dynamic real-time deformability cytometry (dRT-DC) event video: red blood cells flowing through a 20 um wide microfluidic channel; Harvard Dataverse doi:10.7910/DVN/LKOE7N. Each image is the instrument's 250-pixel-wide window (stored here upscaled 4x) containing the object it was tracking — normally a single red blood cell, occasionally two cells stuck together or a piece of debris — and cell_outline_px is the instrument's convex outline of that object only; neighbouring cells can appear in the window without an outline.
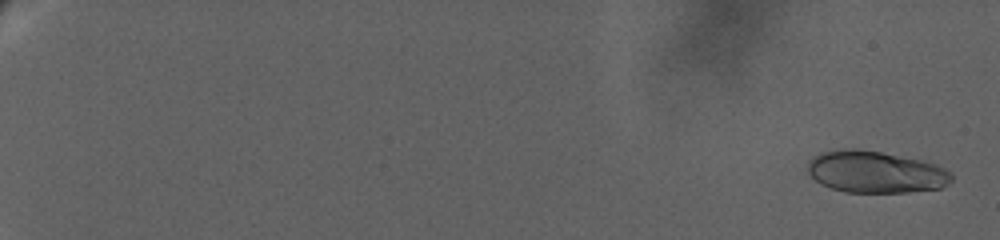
{"species": "human", "species_latin": "Homo sapiens", "temperature_condition": "warm", "stored_images_in_passage": 81, "camera_frame_rate_fps": 3000, "um_per_image_px": 0.085, "donor": {"sex": "female"}, "frame": {"image": 1, "passage_image": 3, "time_ms": 0.667, "image_size_px": [1000, 240], "cell_outline_px": [[952, 180], [948, 184], [940, 188], [908, 192], [844, 192], [820, 184], [808, 172], [808, 164], [816, 156], [824, 152], [844, 148], [856, 148], [880, 152], [920, 160], [936, 164], [952, 172]], "centroid_in_image_um": [74.45, 14.62], "position_along_channel_um": 10.6, "area_um2": 34.85}}
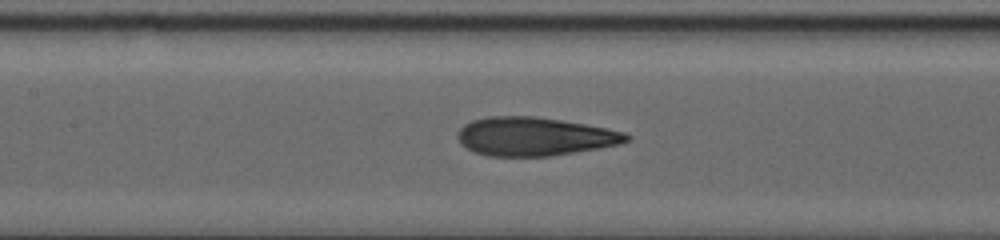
{"frame": {"image": 2, "passage_image": 46, "time_ms": 14.333, "image_size_px": [1000, 240], "cell_outline_px": [[632, 136], [628, 140], [620, 144], [600, 148], [548, 156], [488, 156], [472, 152], [460, 144], [456, 136], [460, 128], [464, 124], [472, 120], [488, 116], [532, 116], [560, 120], [584, 124], [624, 132]], "centroid_in_image_um": [45.38, 11.6], "position_along_channel_um": 162.0, "area_um2": 37.92}}
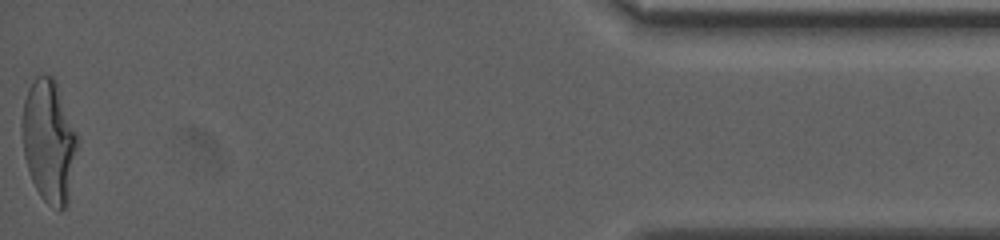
{"frame": {"image": 3, "passage_image": 81, "time_ms": 26.0, "image_size_px": [1000, 240], "cell_outline_px": [[80, 140], [68, 204], [60, 212], [48, 204], [40, 196], [32, 180], [24, 156], [20, 124], [24, 100], [28, 88], [36, 76], [52, 76], [56, 80]], "centroid_in_image_um": [4.18, 12.01], "position_along_channel_um": 431.0, "area_um2": 40.34}, "authors_computed_cell_mechanics": {"area_um2": 36.8764, "velocity_mm_per_s": 2.8727, "shape_relaxation_time_tau1_ms": 8.2794, "shape_relaxation_time_tau2_ms": 1.0594, "deformation_change_tau1": 0.2515, "deformation_change_tau2": 0.0787}}